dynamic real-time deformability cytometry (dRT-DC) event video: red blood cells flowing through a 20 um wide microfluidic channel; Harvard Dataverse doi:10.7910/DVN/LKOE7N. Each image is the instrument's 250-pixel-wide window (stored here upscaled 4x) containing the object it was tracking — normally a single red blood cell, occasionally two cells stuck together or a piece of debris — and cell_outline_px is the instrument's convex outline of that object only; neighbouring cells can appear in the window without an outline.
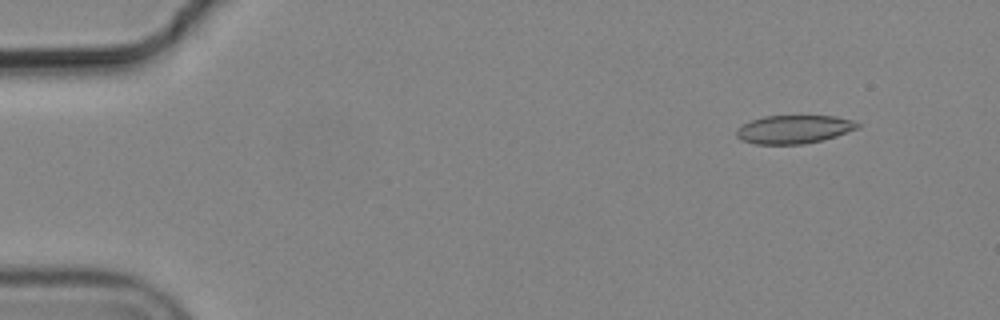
{"species": "common noctule bat (a hibernating species)", "species_latin": "Nyctalus noctula", "temperature_condition": "cold", "stored_images_in_passage": 6, "camera_frame_rate_fps": 3000, "um_per_image_px": 0.085, "animal": {"sex": "male", "body_mass_g": 19.2, "forearm_length_mm": 51.8}, "frame": {"image": 1, "passage_image": 2, "time_ms": 0.333, "image_size_px": [1000, 320], "cell_outline_px": [[860, 124], [856, 128], [836, 136], [804, 144], [756, 144], [740, 140], [736, 136], [736, 128], [752, 120], [764, 116], [836, 116], [852, 120]], "centroid_in_image_um": [67.43, 10.99], "position_along_channel_um": 17.6, "area_um2": 19.83}}
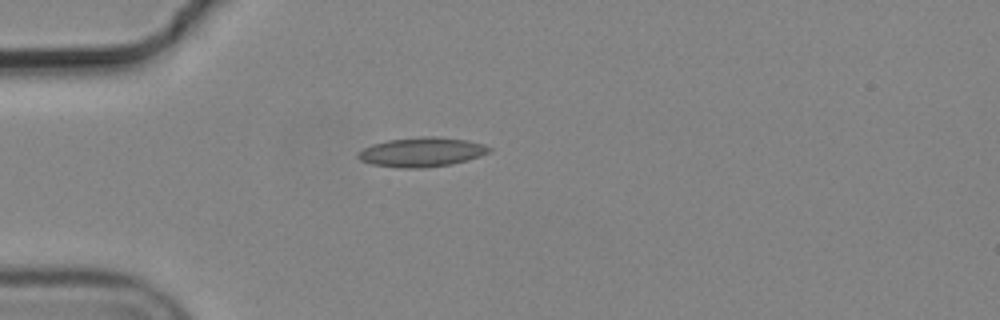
{"frame": {"image": 2, "passage_image": 5, "time_ms": 1.333, "image_size_px": [1000, 320], "cell_outline_px": [[492, 148], [488, 152], [480, 156], [468, 160], [452, 164], [420, 168], [400, 168], [372, 164], [360, 160], [356, 156], [364, 148], [372, 144], [388, 140], [420, 136], [440, 136], [468, 140], [484, 144]], "centroid_in_image_um": [35.86, 12.91], "position_along_channel_um": 49.1, "area_um2": 22.54}}